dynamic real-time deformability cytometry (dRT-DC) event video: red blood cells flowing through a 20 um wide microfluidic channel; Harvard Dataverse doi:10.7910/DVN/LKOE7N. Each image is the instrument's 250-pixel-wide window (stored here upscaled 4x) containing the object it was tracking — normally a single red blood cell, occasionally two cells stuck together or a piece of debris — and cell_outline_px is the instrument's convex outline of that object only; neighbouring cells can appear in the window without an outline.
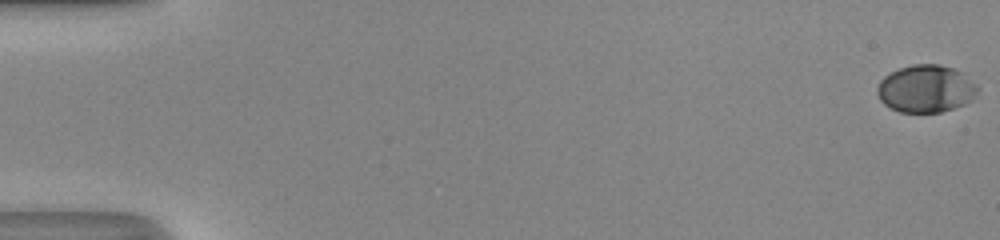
{"species": "human", "species_latin": "Homo sapiens", "temperature_condition": "room temperature", "stored_images_in_passage": 52, "camera_frame_rate_fps": 3000, "um_per_image_px": 0.085, "donor": {"sex": "male"}, "frame": {"image": 1, "passage_image": 1, "time_ms": 0.0, "image_size_px": [1000, 240], "cell_outline_px": [[980, 88], [972, 100], [964, 104], [940, 112], [900, 112], [884, 104], [880, 100], [876, 92], [876, 88], [880, 80], [884, 76], [900, 68], [912, 64], [940, 64], [964, 72]], "centroid_in_image_um": [78.71, 7.53], "position_along_channel_um": 6.3, "area_um2": 27.92}}
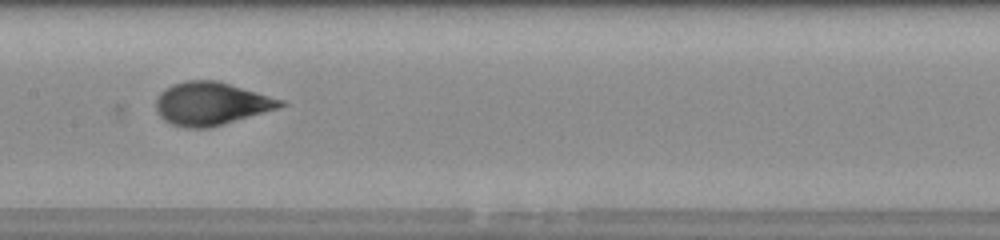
{"frame": {"image": 2, "passage_image": 28, "time_ms": 9.0, "image_size_px": [1000, 240], "cell_outline_px": [[288, 104], [276, 108], [208, 128], [184, 128], [172, 124], [164, 120], [156, 112], [156, 100], [160, 92], [164, 88], [172, 84], [188, 80], [216, 80], [284, 100]], "centroid_in_image_um": [17.89, 8.8], "position_along_channel_um": 189.5, "area_um2": 30.87}}
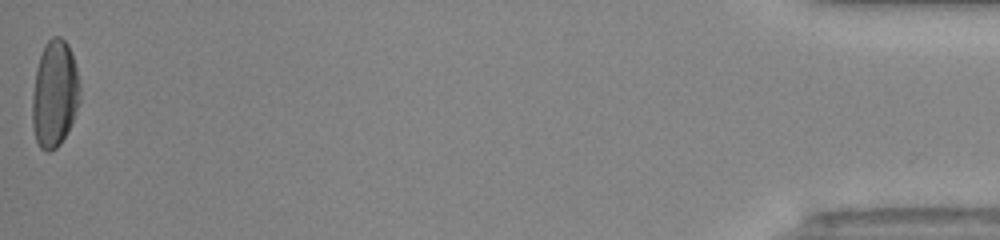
{"frame": {"image": 3, "passage_image": 52, "time_ms": 17.0, "image_size_px": [1000, 240], "cell_outline_px": [[80, 100], [72, 124], [68, 132], [60, 144], [56, 148], [48, 152], [40, 148], [36, 140], [32, 124], [32, 96], [36, 68], [44, 44], [52, 36], [60, 36], [68, 44], [72, 52], [80, 84]], "centroid_in_image_um": [4.65, 7.98], "position_along_channel_um": 430.6, "area_um2": 30.06}, "authors_computed_cell_mechanics": {"area_um2": 29.2179, "velocity_mm_per_s": 4.2163, "shape_relaxation_time_tau1_ms": 4.4582, "shape_relaxation_time_tau2_ms": null, "deformation_change_tau1": 0.1944, "deformation_change_tau2": null}}